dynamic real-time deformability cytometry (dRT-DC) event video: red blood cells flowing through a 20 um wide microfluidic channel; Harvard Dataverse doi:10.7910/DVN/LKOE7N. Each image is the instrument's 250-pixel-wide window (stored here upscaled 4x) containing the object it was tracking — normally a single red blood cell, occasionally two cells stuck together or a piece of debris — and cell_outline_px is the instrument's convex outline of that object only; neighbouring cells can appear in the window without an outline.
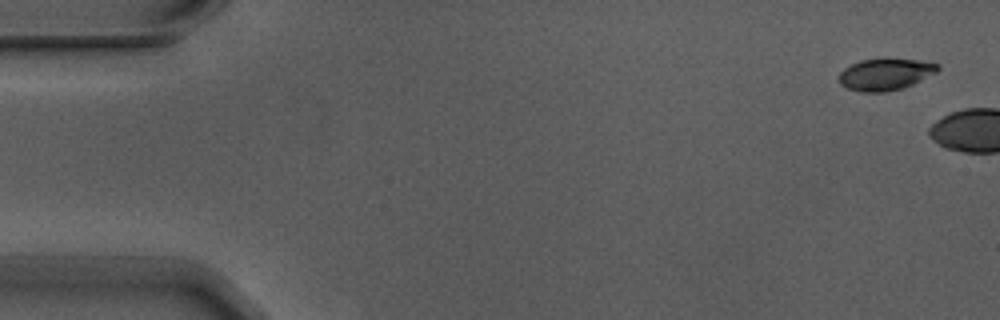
{"species": "Egyptian fruit bat (a non-hibernating species)", "species_latin": "Rousettus aegyptiacus", "temperature_condition": "warm", "stored_images_in_passage": 2, "camera_frame_rate_fps": 3000, "um_per_image_px": 0.085, "animal": {"sex": "male"}, "frame": {"image": 1, "passage_image": 1, "time_ms": 0.0, "image_size_px": [1000, 320], "cell_outline_px": [[940, 68], [936, 72], [904, 88], [884, 92], [864, 92], [848, 88], [840, 84], [840, 72], [844, 68], [860, 60], [884, 56], [888, 56], [920, 60], [940, 64]], "centroid_in_image_um": [75.28, 6.26], "position_along_channel_um": 9.7, "area_um2": 18.73}}